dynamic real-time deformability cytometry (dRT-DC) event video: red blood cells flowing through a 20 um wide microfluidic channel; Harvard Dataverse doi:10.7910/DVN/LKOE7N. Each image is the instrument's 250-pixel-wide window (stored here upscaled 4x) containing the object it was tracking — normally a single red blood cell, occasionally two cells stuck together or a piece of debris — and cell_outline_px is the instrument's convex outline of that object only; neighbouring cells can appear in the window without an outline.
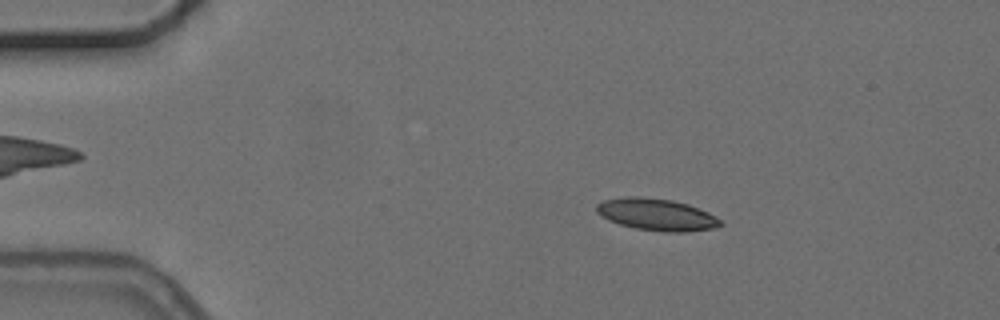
{"species": "common noctule bat (a hibernating species)", "species_latin": "Nyctalus noctula", "temperature_condition": "cold", "stored_images_in_passage": 3, "camera_frame_rate_fps": 3000, "um_per_image_px": 0.085, "animal": {"sex": "female", "body_mass_g": 24.6, "forearm_length_mm": 56.2}, "frame": {"image": 1, "passage_image": 1, "time_ms": 0.0, "image_size_px": [1000, 320], "cell_outline_px": [[724, 224], [712, 228], [684, 232], [664, 232], [636, 228], [620, 224], [608, 220], [596, 212], [596, 204], [604, 200], [624, 196], [640, 196], [672, 200], [688, 204], [708, 212], [720, 220]], "centroid_in_image_um": [55.78, 18.22], "position_along_channel_um": 29.2, "area_um2": 23.0}}